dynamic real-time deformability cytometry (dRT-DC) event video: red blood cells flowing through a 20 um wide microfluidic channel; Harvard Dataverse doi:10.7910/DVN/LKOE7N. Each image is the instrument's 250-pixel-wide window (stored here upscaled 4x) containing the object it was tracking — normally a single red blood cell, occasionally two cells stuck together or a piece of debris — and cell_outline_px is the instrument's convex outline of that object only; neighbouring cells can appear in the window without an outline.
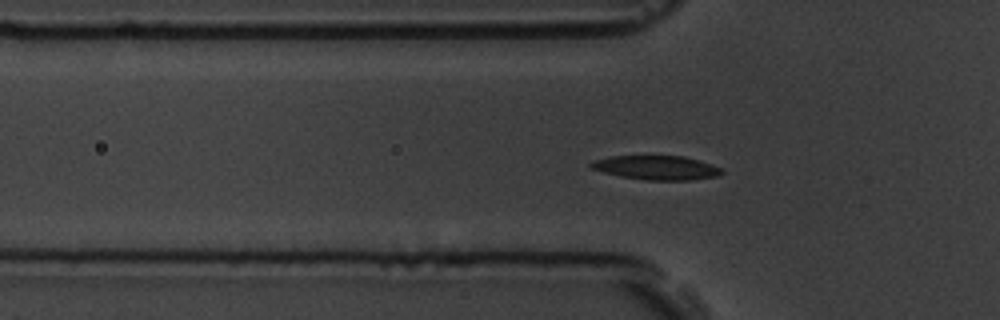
{"species": "common noctule bat (a hibernating species)", "species_latin": "Nyctalus noctula", "temperature_condition": "room temperature", "stored_images_in_passage": 48, "camera_frame_rate_fps": 3000, "um_per_image_px": 0.085, "animal": {"sex": "male", "body_mass_g": 19.5, "forearm_length_mm": 54.6}, "frame": {"image": 1, "passage_image": 19, "time_ms": 6.0, "image_size_px": [1000, 320], "cell_outline_px": [[724, 172], [720, 176], [692, 180], [644, 180], [620, 176], [604, 172], [592, 168], [588, 164], [596, 160], [612, 156], [684, 156], [720, 168]], "centroid_in_image_um": [55.81, 14.26], "position_along_channel_um": 70.0, "area_um2": 18.15}}
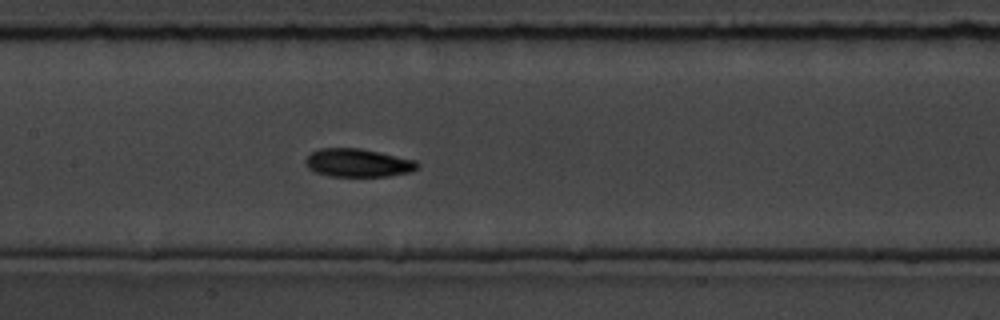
{"frame": {"image": 2, "passage_image": 28, "time_ms": 9.0, "image_size_px": [1000, 320], "cell_outline_px": [[420, 168], [412, 172], [388, 176], [328, 176], [316, 172], [308, 168], [304, 164], [304, 160], [312, 152], [320, 148], [360, 148], [416, 160], [420, 164]], "centroid_in_image_um": [30.45, 13.84], "position_along_channel_um": 177.0, "area_um2": 18.55}}
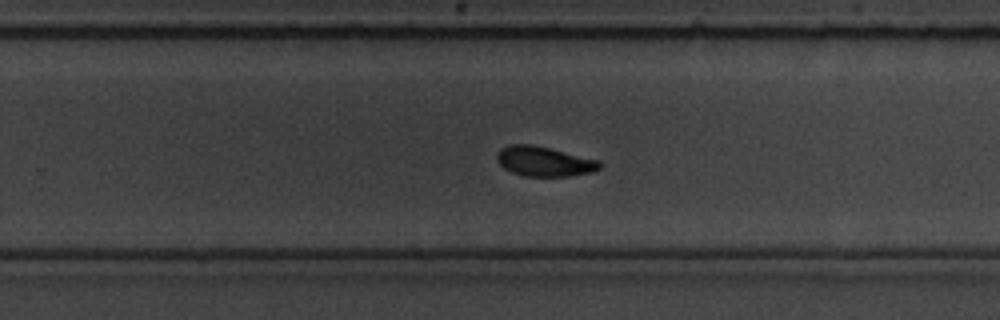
{"frame": {"image": 3, "passage_image": 37, "time_ms": 12.0, "image_size_px": [1000, 320], "cell_outline_px": [[600, 168], [592, 172], [568, 176], [524, 176], [512, 172], [504, 168], [496, 160], [496, 152], [500, 148], [508, 144], [532, 144], [600, 160]], "centroid_in_image_um": [46.21, 13.71], "position_along_channel_um": 283.6, "area_um2": 17.92}, "authors_computed_cell_mechanics": {"area_um2": 17.8313, "velocity_mm_per_s": 3.562, "shape_relaxation_time_tau1_ms": 2.8633, "shape_relaxation_time_tau2_ms": 2.1636, "deformation_change_tau1": 0.1142, "deformation_change_tau2": 0.0662}}